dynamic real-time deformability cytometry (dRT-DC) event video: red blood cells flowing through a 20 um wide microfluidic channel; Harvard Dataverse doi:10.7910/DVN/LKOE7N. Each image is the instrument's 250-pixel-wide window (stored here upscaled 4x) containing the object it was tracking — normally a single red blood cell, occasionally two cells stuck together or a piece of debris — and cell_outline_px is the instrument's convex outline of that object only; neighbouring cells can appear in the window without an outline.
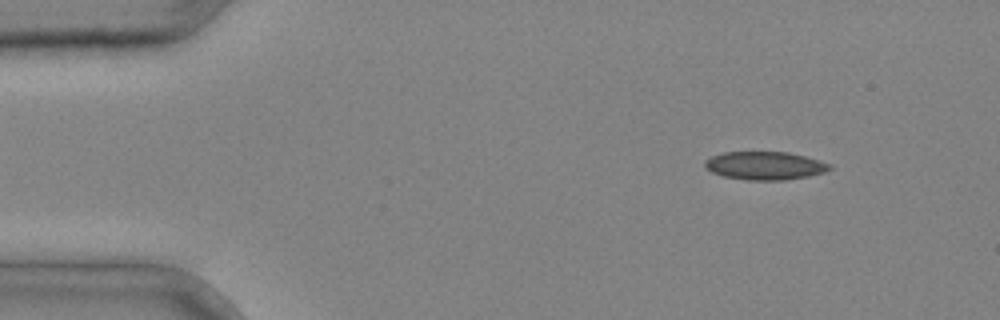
{"species": "common noctule bat (a hibernating species)", "species_latin": "Nyctalus noctula", "temperature_condition": "cold", "stored_images_in_passage": 3, "camera_frame_rate_fps": 3000, "um_per_image_px": 0.085, "animal": {"sex": "male", "body_mass_g": 20.4}, "frame": {"image": 1, "passage_image": 1, "time_ms": 0.0, "image_size_px": [1000, 320], "cell_outline_px": [[832, 168], [824, 172], [808, 176], [784, 180], [748, 180], [724, 176], [712, 172], [704, 168], [704, 160], [712, 156], [724, 152], [788, 152], [804, 156], [832, 164]], "centroid_in_image_um": [65.0, 14.08], "position_along_channel_um": 20.0, "area_um2": 20.46}}
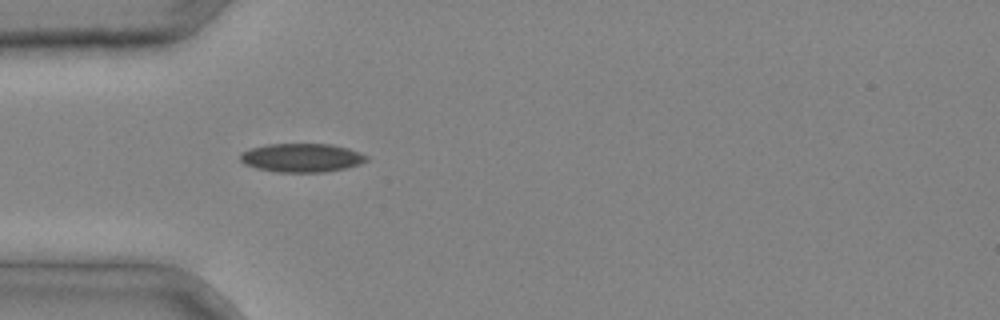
{"frame": {"image": 2, "passage_image": 3, "time_ms": 0.667, "image_size_px": [1000, 320], "cell_outline_px": [[368, 160], [360, 164], [344, 168], [324, 172], [276, 172], [256, 168], [244, 164], [240, 160], [240, 152], [252, 148], [268, 144], [332, 144], [348, 148], [360, 152], [368, 156]], "centroid_in_image_um": [25.64, 13.41], "position_along_channel_um": 59.4, "area_um2": 21.15}}